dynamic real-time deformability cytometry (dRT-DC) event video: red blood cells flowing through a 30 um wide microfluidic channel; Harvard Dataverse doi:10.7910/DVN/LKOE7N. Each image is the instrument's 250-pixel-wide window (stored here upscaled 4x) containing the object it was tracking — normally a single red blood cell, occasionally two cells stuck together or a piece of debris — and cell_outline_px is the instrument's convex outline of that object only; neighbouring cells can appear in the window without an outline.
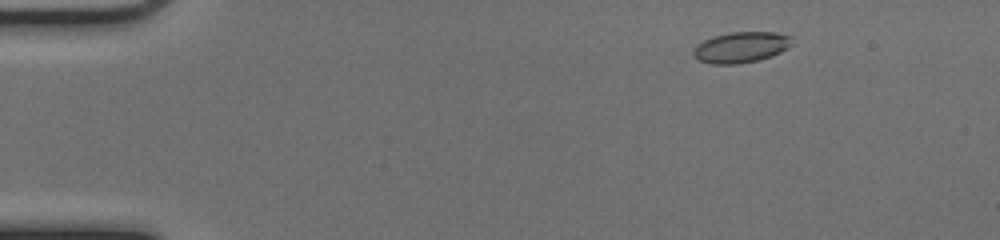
{"species": "common noctule bat (a hibernating species)", "species_latin": "Nyctalus noctula", "temperature_condition": "cold", "stored_images_in_passage": 50, "camera_frame_rate_fps": 3000, "um_per_image_px": 0.085, "animal": {"sex": "female", "body_mass_g": 17.0, "forearm_length_mm": 48.0}, "frame": {"image": 1, "passage_image": 5, "time_ms": 1.333, "image_size_px": [1000, 240], "cell_outline_px": [[792, 44], [788, 48], [772, 56], [760, 60], [736, 64], [712, 64], [696, 60], [692, 56], [692, 52], [696, 44], [712, 36], [732, 32], [776, 32], [792, 36]], "centroid_in_image_um": [62.96, 4.02], "position_along_channel_um": 22.0, "area_um2": 18.03}}
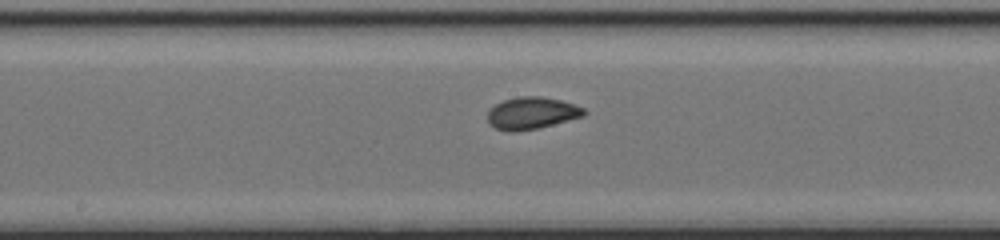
{"frame": {"image": 2, "passage_image": 26, "time_ms": 8.333, "image_size_px": [1000, 240], "cell_outline_px": [[588, 112], [584, 116], [536, 128], [512, 132], [508, 132], [496, 128], [488, 124], [488, 112], [496, 104], [504, 100], [520, 96], [540, 96], [560, 100], [584, 108]], "centroid_in_image_um": [45.19, 9.61], "position_along_channel_um": 203.0, "area_um2": 17.8}}
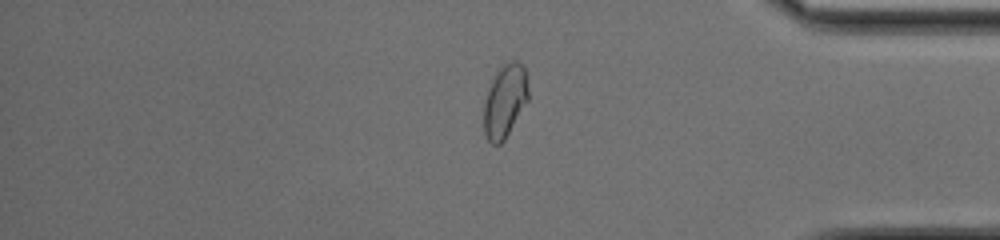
{"frame": {"image": 3, "passage_image": 42, "time_ms": 13.667, "image_size_px": [1000, 240], "cell_outline_px": [[528, 100], [504, 140], [500, 144], [492, 144], [484, 136], [484, 100], [488, 88], [496, 72], [504, 64], [512, 60], [516, 60], [524, 68], [528, 88]], "centroid_in_image_um": [42.9, 8.6], "position_along_channel_um": 392.3, "area_um2": 18.79}, "authors_computed_cell_mechanics": {"area_um2": 17.8891, "velocity_mm_per_s": 3.9594, "shape_relaxation_time_tau1_ms": 3.7568, "shape_relaxation_time_tau2_ms": 0.9549, "deformation_change_tau1": 0.1084, "deformation_change_tau2": 0.0403}}